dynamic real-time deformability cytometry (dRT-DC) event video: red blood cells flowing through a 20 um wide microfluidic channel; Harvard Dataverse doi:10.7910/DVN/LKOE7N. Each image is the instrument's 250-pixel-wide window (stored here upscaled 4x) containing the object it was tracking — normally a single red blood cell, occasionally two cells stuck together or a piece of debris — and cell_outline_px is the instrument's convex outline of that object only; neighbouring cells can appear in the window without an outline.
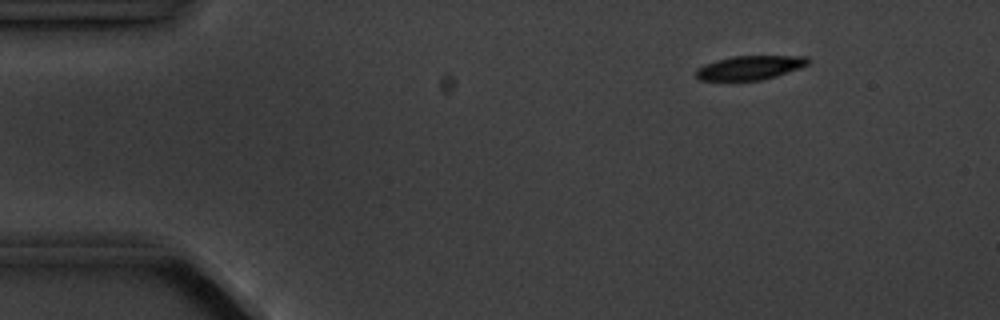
{"species": "common noctule bat (a hibernating species)", "species_latin": "Nyctalus noctula", "temperature_condition": "cold", "stored_images_in_passage": 5, "camera_frame_rate_fps": 3000, "um_per_image_px": 0.085, "animal": {"sex": "male", "body_mass_g": 20.1, "forearm_length_mm": 53.5}, "frame": {"image": 1, "passage_image": 5, "time_ms": 5.667, "image_size_px": [1000, 320], "cell_outline_px": [[812, 60], [808, 64], [800, 68], [776, 76], [760, 80], [700, 80], [696, 76], [696, 68], [704, 64], [716, 60], [732, 56], [808, 56]], "centroid_in_image_um": [63.76, 5.74], "position_along_channel_um": 21.2, "area_um2": 15.72}}